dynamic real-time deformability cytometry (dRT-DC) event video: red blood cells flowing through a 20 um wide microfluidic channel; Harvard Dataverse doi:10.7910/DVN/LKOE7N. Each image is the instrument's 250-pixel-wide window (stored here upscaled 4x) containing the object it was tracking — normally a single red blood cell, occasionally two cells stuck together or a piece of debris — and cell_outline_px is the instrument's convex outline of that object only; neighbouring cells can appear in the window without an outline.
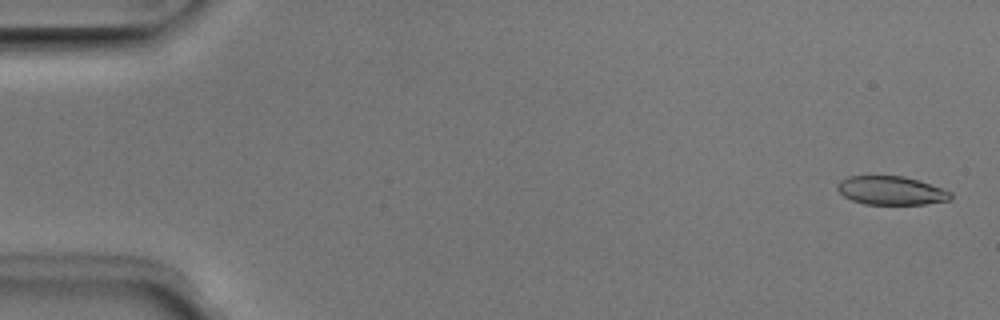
{"species": "Egyptian fruit bat (a non-hibernating species)", "species_latin": "Rousettus aegyptiacus", "temperature_condition": "room temperature", "stored_images_in_passage": 51, "camera_frame_rate_fps": 3000, "um_per_image_px": 0.085, "animal": {"sex": "male"}, "frame": {"image": 1, "passage_image": 2, "time_ms": 0.333, "image_size_px": [1000, 320], "cell_outline_px": [[952, 196], [948, 200], [924, 204], [864, 204], [852, 200], [844, 196], [836, 188], [836, 184], [840, 180], [848, 176], [904, 176], [952, 192]], "centroid_in_image_um": [75.69, 16.19], "position_along_channel_um": 9.3, "area_um2": 18.67}}
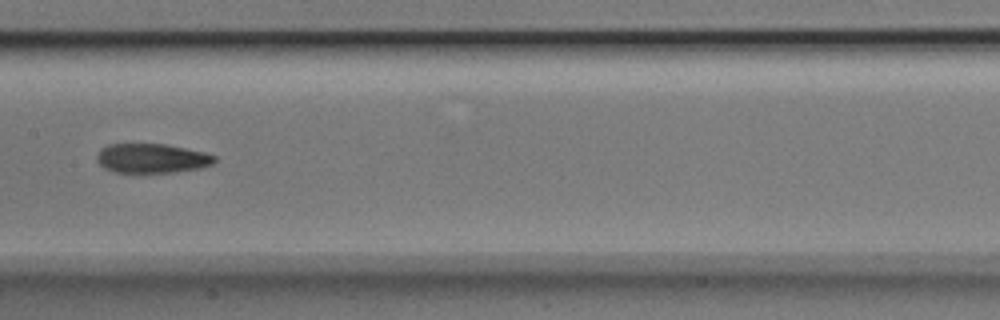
{"frame": {"image": 2, "passage_image": 26, "time_ms": 8.333, "image_size_px": [1000, 320], "cell_outline_px": [[216, 160], [212, 164], [200, 168], [172, 172], [116, 172], [104, 168], [96, 160], [96, 156], [100, 148], [108, 144], [164, 144], [204, 152], [216, 156]], "centroid_in_image_um": [12.88, 13.45], "position_along_channel_um": 194.5, "area_um2": 20.06}}
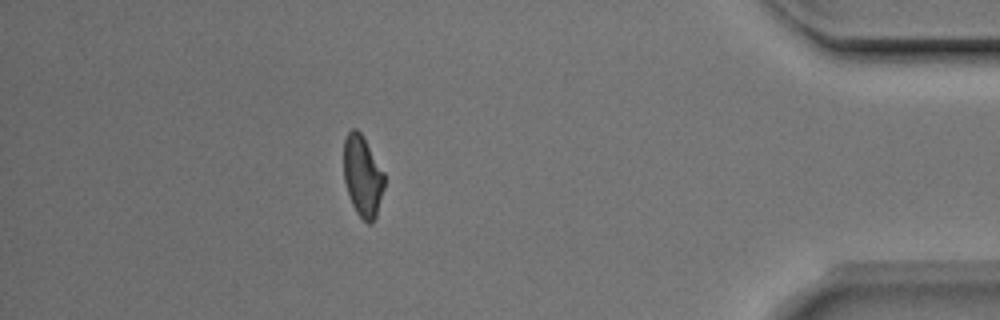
{"frame": {"image": 3, "passage_image": 45, "time_ms": 14.667, "image_size_px": [1000, 320], "cell_outline_px": [[384, 188], [376, 216], [372, 224], [368, 224], [356, 212], [352, 204], [344, 180], [344, 140], [348, 132], [352, 128], [356, 128], [360, 132], [384, 172]], "centroid_in_image_um": [30.82, 14.98], "position_along_channel_um": 404.4, "area_um2": 19.02}, "authors_computed_cell_mechanics": {"area_um2": 20.23, "velocity_mm_per_s": 4.0223, "shape_relaxation_time_tau1_ms": 5.1911, "shape_relaxation_time_tau2_ms": 3.8951, "deformation_change_tau1": 0.1853, "deformation_change_tau2": 0.1106}}